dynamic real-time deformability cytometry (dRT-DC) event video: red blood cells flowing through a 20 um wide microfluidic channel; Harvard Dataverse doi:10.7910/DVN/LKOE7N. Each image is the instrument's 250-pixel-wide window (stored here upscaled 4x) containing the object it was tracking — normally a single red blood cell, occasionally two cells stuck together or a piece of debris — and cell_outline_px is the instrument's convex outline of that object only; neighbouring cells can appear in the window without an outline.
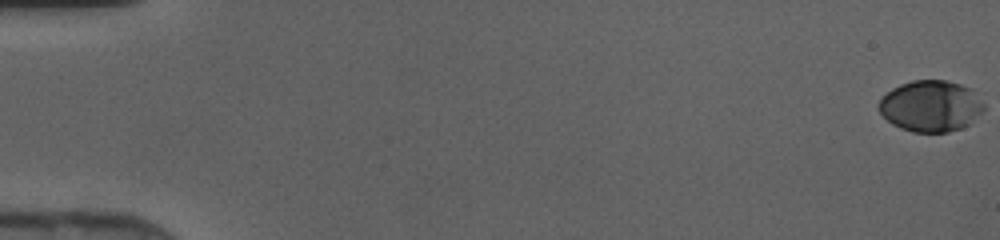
{"species": "human", "species_latin": "Homo sapiens", "temperature_condition": "cold", "stored_images_in_passage": 48, "camera_frame_rate_fps": 3000, "um_per_image_px": 0.085, "donor": {"sex": "female"}, "frame": {"image": 1, "passage_image": 1, "time_ms": 0.0, "image_size_px": [1000, 240], "cell_outline_px": [[984, 108], [968, 124], [960, 128], [948, 132], [912, 132], [900, 128], [892, 124], [880, 112], [880, 100], [892, 88], [900, 84], [912, 80], [944, 80], [960, 84], [968, 88], [984, 104]], "centroid_in_image_um": [79.08, 9.01], "position_along_channel_um": 5.9, "area_um2": 30.81}}
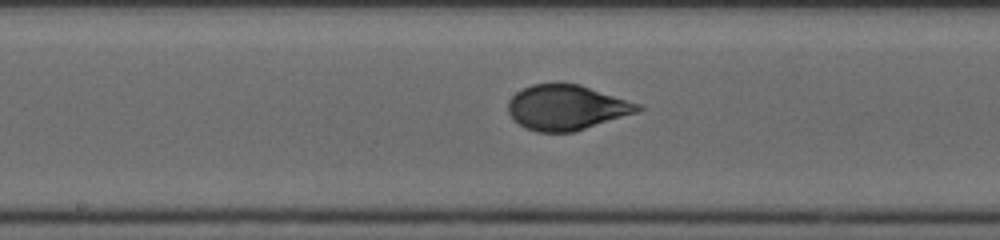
{"frame": {"image": 2, "passage_image": 26, "time_ms": 8.333, "image_size_px": [1000, 240], "cell_outline_px": [[644, 108], [636, 112], [572, 132], [536, 132], [524, 128], [508, 112], [508, 100], [516, 92], [532, 84], [580, 84], [640, 104]], "centroid_in_image_um": [48.13, 9.13], "position_along_channel_um": 200.1, "area_um2": 33.58}}
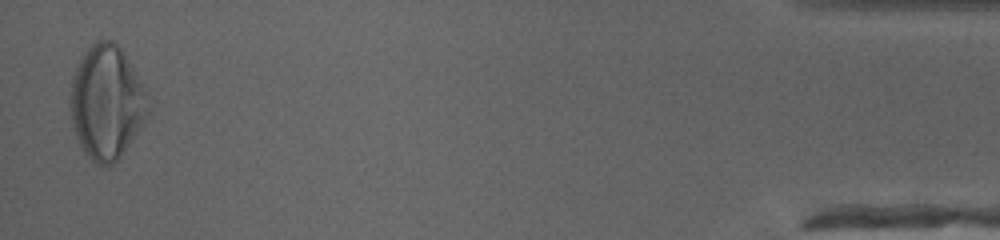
{"frame": {"image": 3, "passage_image": 47, "time_ms": 15.333, "image_size_px": [1000, 240], "cell_outline_px": [[148, 112], [144, 120], [120, 156], [112, 164], [96, 164], [80, 148], [72, 128], [68, 100], [68, 96], [72, 76], [76, 64], [80, 56], [96, 40], [112, 40], [124, 52], [144, 92]], "centroid_in_image_um": [8.95, 8.68], "position_along_channel_um": 426.2, "area_um2": 51.04}}